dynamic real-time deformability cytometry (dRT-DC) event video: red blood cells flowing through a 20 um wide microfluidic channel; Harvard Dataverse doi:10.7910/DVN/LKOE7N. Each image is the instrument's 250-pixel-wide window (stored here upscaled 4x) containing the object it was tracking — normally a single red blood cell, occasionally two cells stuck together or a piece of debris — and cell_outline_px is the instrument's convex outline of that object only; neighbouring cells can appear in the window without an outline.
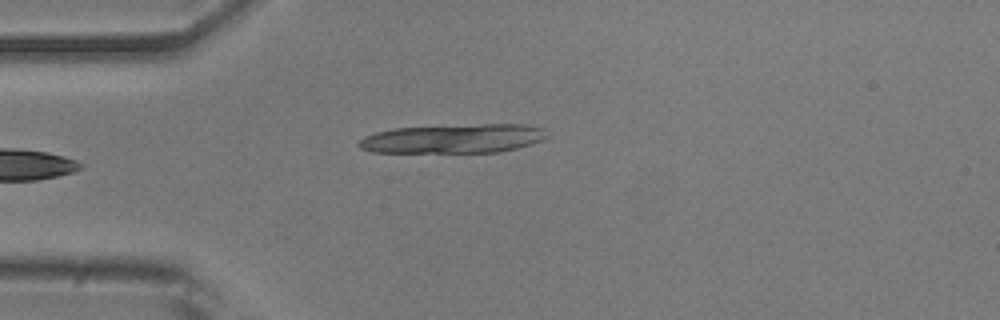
{"species": "common noctule bat (a hibernating species)", "species_latin": "Nyctalus noctula", "temperature_condition": "room temperature", "stored_images_in_passage": 28, "camera_frame_rate_fps": 3000, "um_per_image_px": 0.085, "animal": {"sex": "male", "body_mass_g": 20.5, "forearm_length_mm": 52.5}, "frame": {"image": 1, "passage_image": 1, "time_ms": 0.0, "image_size_px": [1000, 320], "cell_outline_px": [[548, 136], [540, 140], [516, 148], [500, 152], [372, 152], [360, 148], [356, 144], [364, 136], [376, 132], [392, 128], [484, 124], [524, 124], [544, 128]], "centroid_in_image_um": [38.51, 11.78], "position_along_channel_um": 46.5, "area_um2": 31.73}}